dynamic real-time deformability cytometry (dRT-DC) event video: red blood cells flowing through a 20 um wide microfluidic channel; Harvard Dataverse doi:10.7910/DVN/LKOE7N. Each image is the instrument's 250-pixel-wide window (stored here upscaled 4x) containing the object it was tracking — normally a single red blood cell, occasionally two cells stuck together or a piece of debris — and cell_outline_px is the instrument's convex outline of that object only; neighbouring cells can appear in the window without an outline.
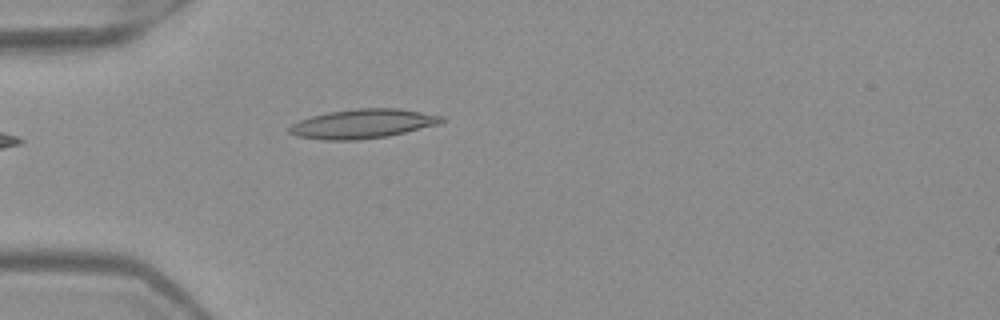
{"species": "Egyptian fruit bat (a non-hibernating species)", "species_latin": "Rousettus aegyptiacus", "temperature_condition": "warm", "stored_images_in_passage": 5, "camera_frame_rate_fps": 3000, "um_per_image_px": 0.085, "frame": {"image": 1, "passage_image": 5, "time_ms": 1.333, "image_size_px": [1000, 320], "cell_outline_px": [[448, 120], [440, 124], [388, 136], [356, 140], [320, 140], [296, 136], [288, 132], [288, 128], [292, 124], [300, 120], [312, 116], [328, 112], [356, 108], [396, 108], [444, 116]], "centroid_in_image_um": [30.84, 10.52], "position_along_channel_um": 54.2, "area_um2": 26.07}}